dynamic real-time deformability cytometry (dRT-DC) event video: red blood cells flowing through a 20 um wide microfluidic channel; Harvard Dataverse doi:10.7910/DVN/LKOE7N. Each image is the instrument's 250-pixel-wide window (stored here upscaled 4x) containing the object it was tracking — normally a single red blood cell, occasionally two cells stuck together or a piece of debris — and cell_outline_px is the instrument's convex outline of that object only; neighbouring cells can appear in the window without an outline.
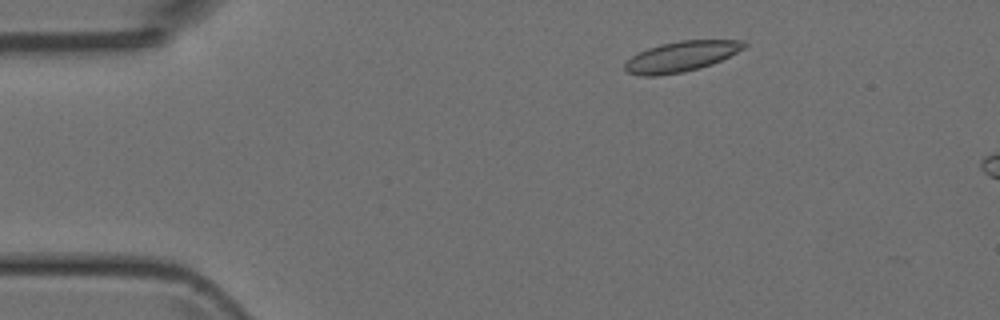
{"species": "Egyptian fruit bat (a non-hibernating species)", "species_latin": "Rousettus aegyptiacus", "temperature_condition": "room temperature", "stored_images_in_passage": 4, "camera_frame_rate_fps": 3000, "um_per_image_px": 0.085, "animal": {"sex": "female"}, "frame": {"image": 1, "passage_image": 2, "time_ms": 1.0, "image_size_px": [1000, 320], "cell_outline_px": [[748, 44], [744, 48], [712, 64], [700, 68], [684, 72], [656, 76], [640, 76], [628, 72], [624, 68], [624, 64], [632, 56], [648, 48], [660, 44], [680, 40], [744, 40]], "centroid_in_image_um": [57.89, 4.8], "position_along_channel_um": 27.1, "area_um2": 21.04}}